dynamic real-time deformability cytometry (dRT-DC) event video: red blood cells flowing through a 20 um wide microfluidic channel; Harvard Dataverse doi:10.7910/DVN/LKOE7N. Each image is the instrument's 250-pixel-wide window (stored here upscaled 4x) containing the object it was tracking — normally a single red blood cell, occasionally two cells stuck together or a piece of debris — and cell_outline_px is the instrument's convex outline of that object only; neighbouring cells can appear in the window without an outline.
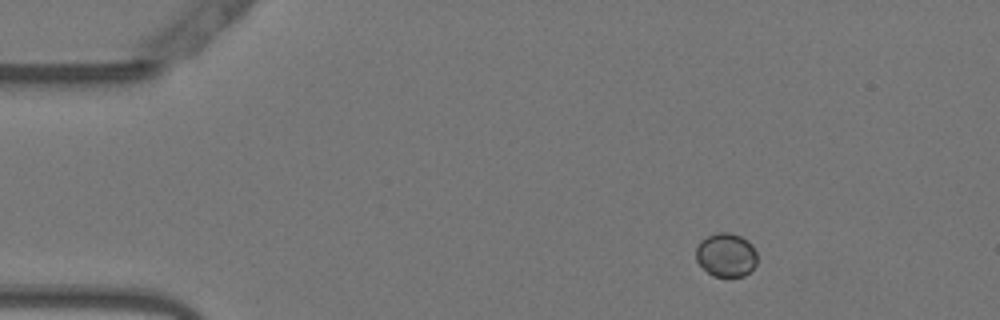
{"species": "Egyptian fruit bat (a non-hibernating species)", "species_latin": "Rousettus aegyptiacus", "temperature_condition": "warm", "stored_images_in_passage": 47, "camera_frame_rate_fps": 3000, "um_per_image_px": 0.085, "animal": {"sex": "female"}, "frame": {"image": 1, "passage_image": 1, "time_ms": 0.0, "image_size_px": [1000, 320], "cell_outline_px": [[756, 264], [744, 276], [712, 276], [696, 260], [696, 248], [700, 240], [716, 232], [728, 232], [740, 236], [748, 240], [752, 244], [756, 252]], "centroid_in_image_um": [61.71, 21.65], "position_along_channel_um": 23.3, "area_um2": 15.55}}
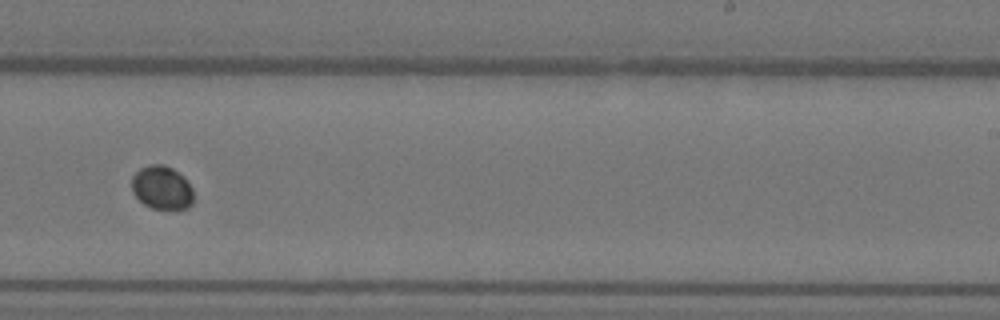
{"frame": {"image": 2, "passage_image": 27, "time_ms": 8.667, "image_size_px": [1000, 320], "cell_outline_px": [[192, 204], [188, 208], [176, 212], [152, 208], [144, 204], [132, 192], [132, 176], [140, 168], [152, 164], [164, 164], [172, 168], [192, 188]], "centroid_in_image_um": [13.75, 16.01], "position_along_channel_um": 275.2, "area_um2": 15.78}}
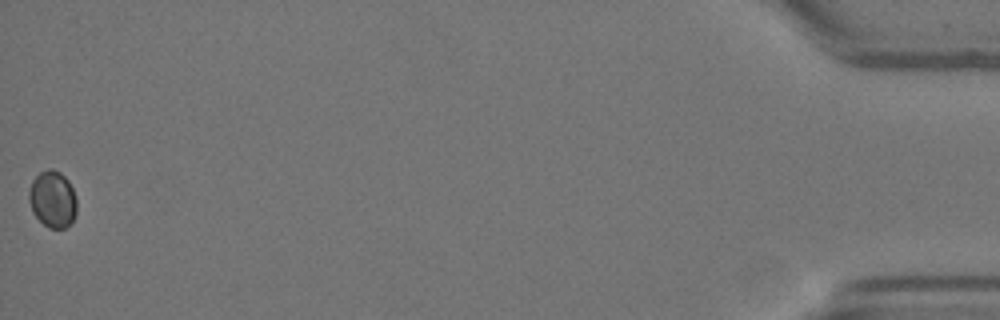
{"frame": {"image": 3, "passage_image": 47, "time_ms": 15.333, "image_size_px": [1000, 320], "cell_outline_px": [[76, 212], [72, 220], [64, 228], [48, 228], [32, 212], [28, 200], [28, 192], [32, 180], [40, 172], [48, 168], [52, 168], [60, 172], [68, 180], [76, 196]], "centroid_in_image_um": [4.45, 16.91], "position_along_channel_um": 430.7, "area_um2": 15.84}}